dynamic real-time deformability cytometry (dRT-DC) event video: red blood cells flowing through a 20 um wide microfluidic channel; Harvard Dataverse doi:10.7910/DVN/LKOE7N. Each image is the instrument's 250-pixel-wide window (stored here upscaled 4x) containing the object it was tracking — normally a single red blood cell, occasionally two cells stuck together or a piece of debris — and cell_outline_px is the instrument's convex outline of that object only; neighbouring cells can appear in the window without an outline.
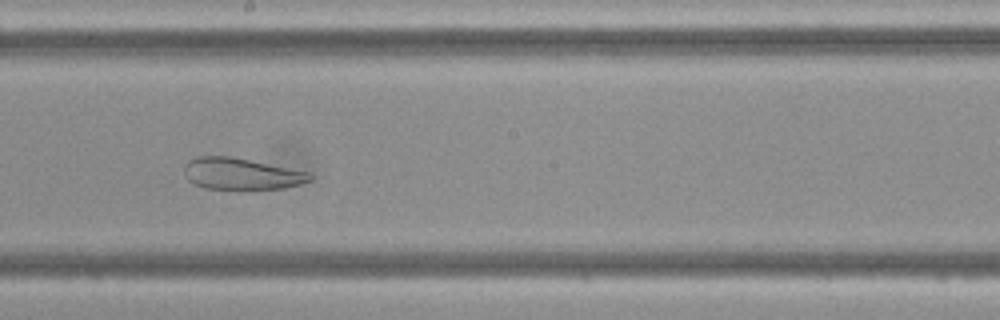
{"species": "Egyptian fruit bat (a non-hibernating species)", "species_latin": "Rousettus aegyptiacus", "temperature_condition": "cold", "stored_images_in_passage": 49, "camera_frame_rate_fps": 3000, "um_per_image_px": 0.085, "frame": {"image": 1, "passage_image": 27, "time_ms": 8.667, "image_size_px": [1000, 320], "cell_outline_px": [[312, 180], [300, 184], [284, 188], [236, 192], [204, 188], [192, 184], [188, 180], [184, 172], [184, 164], [188, 160], [196, 156], [232, 156], [308, 172], [312, 176]], "centroid_in_image_um": [20.46, 14.82], "position_along_channel_um": 227.7, "area_um2": 24.1}}
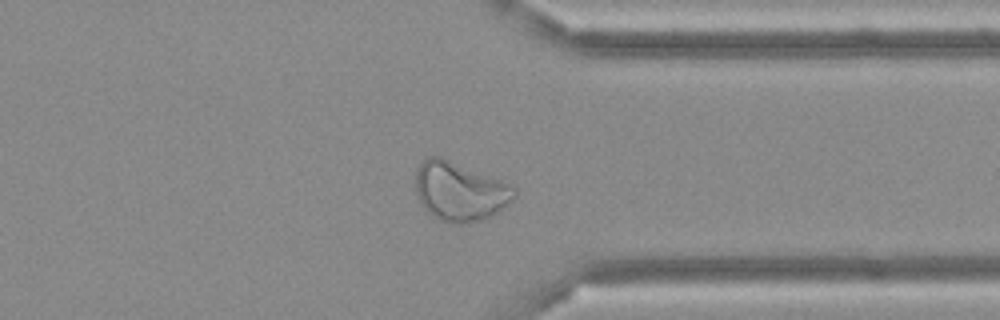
{"frame": {"image": 2, "passage_image": 38, "time_ms": 12.333, "image_size_px": [1000, 320], "cell_outline_px": [[516, 196], [504, 208], [484, 220], [460, 224], [456, 224], [440, 220], [428, 212], [424, 208], [416, 196], [416, 168], [428, 156], [440, 156], [512, 184], [516, 188]], "centroid_in_image_um": [39.1, 16.27], "position_along_channel_um": 372.3, "area_um2": 34.16}}
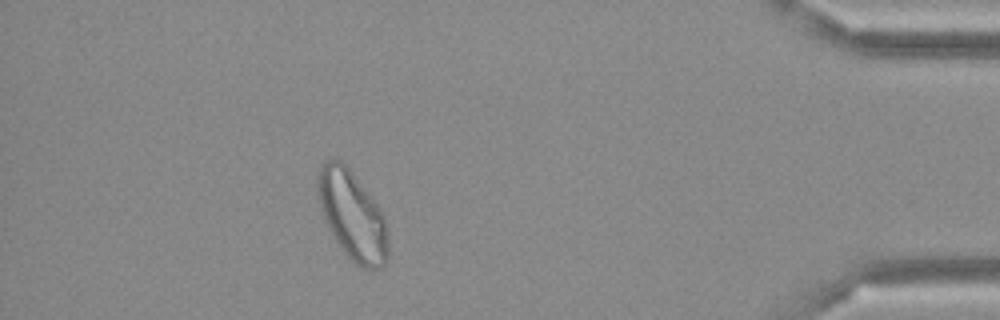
{"frame": {"image": 3, "passage_image": 44, "time_ms": 14.333, "image_size_px": [1000, 320], "cell_outline_px": [[388, 256], [384, 264], [376, 268], [364, 268], [356, 264], [344, 252], [328, 228], [324, 220], [316, 192], [316, 176], [324, 160], [340, 160], [348, 168], [376, 204], [384, 216], [388, 232]], "centroid_in_image_um": [29.92, 18.31], "position_along_channel_um": 405.3, "area_um2": 36.07}}